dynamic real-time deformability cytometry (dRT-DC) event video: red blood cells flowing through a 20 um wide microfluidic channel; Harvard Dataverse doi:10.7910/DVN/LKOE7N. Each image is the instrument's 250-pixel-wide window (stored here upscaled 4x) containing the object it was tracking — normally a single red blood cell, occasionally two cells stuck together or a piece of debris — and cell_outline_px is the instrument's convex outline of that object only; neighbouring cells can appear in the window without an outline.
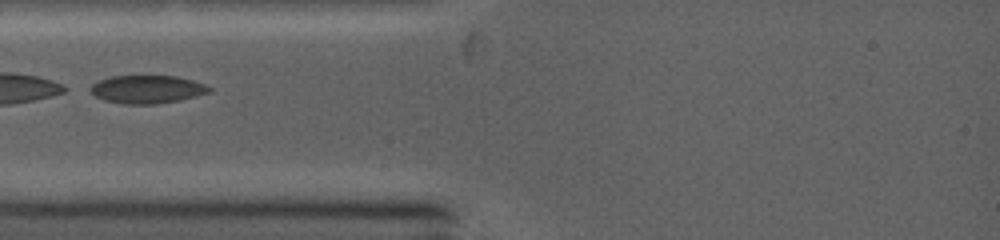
{"species": "common noctule bat (a hibernating species)", "species_latin": "Nyctalus noctula", "temperature_condition": "warm", "stored_images_in_passage": 26, "camera_frame_rate_fps": 5000, "um_per_image_px": 0.085, "animal": {"sex": "female", "body_mass_g": 19.0, "forearm_length_mm": 53.3}, "frame": {"image": 1, "passage_image": 1, "time_ms": 0.0, "image_size_px": [1000, 240], "cell_outline_px": [[212, 92], [180, 100], [156, 104], [124, 104], [104, 100], [96, 96], [84, 88], [100, 80], [112, 76], [176, 76], [192, 80], [204, 84], [212, 88]], "centroid_in_image_um": [12.48, 7.59], "position_along_channel_um": 72.5, "area_um2": 19.59}}
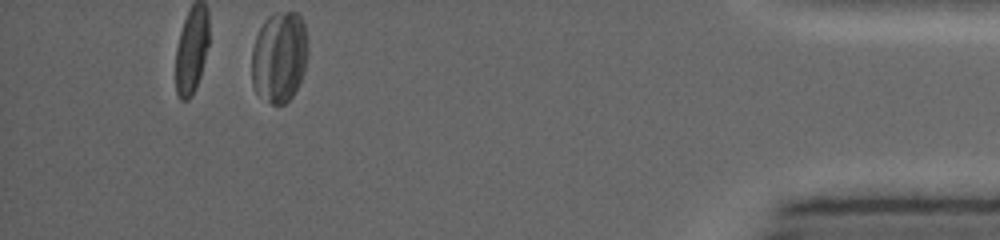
{"frame": {"image": 2, "passage_image": 26, "time_ms": 9.4, "image_size_px": [1000, 240], "cell_outline_px": [[308, 52], [304, 72], [292, 96], [284, 104], [272, 104], [256, 92], [252, 84], [252, 48], [256, 36], [264, 20], [268, 16], [284, 12], [296, 12], [300, 16], [304, 24], [308, 48]], "centroid_in_image_um": [23.74, 4.84], "position_along_channel_um": 411.5, "area_um2": 29.71}}